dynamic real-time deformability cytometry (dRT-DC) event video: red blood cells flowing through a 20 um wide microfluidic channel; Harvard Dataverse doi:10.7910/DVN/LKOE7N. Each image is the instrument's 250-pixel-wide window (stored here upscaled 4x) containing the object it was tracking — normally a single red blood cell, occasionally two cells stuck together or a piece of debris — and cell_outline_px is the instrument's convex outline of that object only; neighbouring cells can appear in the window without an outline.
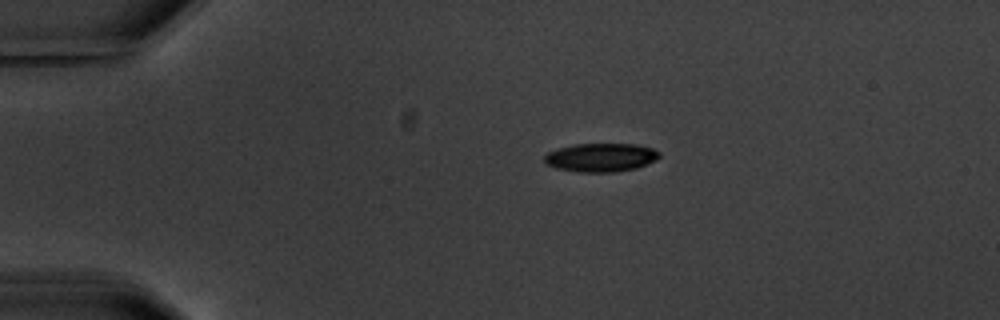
{"species": "common noctule bat (a hibernating species)", "species_latin": "Nyctalus noctula", "temperature_condition": "warm", "stored_images_in_passage": 7, "camera_frame_rate_fps": 3000, "um_per_image_px": 0.085, "animal": {"sex": "male", "body_mass_g": 20.1, "forearm_length_mm": 53.5}, "frame": {"image": 1, "passage_image": 1, "time_ms": 0.0, "image_size_px": [1000, 320], "cell_outline_px": [[660, 156], [656, 160], [648, 164], [636, 168], [616, 172], [580, 172], [556, 168], [544, 164], [544, 156], [548, 152], [556, 148], [576, 144], [636, 144], [652, 148], [660, 152]], "centroid_in_image_um": [51.06, 13.38], "position_along_channel_um": 33.9, "area_um2": 19.31}}
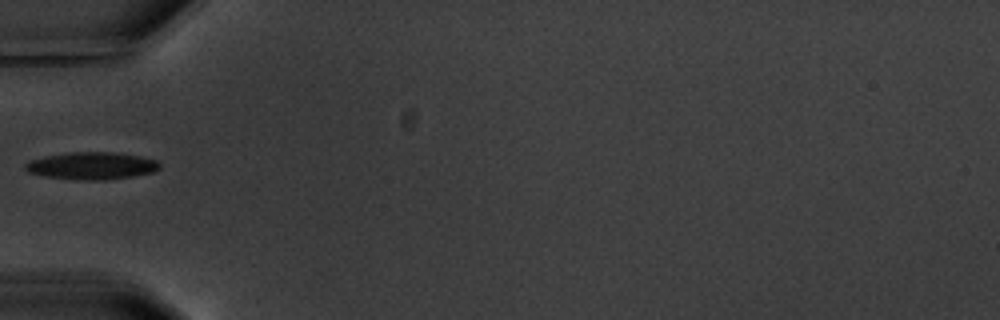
{"frame": {"image": 2, "passage_image": 3, "time_ms": 2.667, "image_size_px": [1000, 320], "cell_outline_px": [[160, 168], [152, 172], [132, 176], [108, 180], [80, 180], [44, 176], [28, 172], [24, 168], [24, 164], [32, 160], [48, 156], [72, 152], [112, 152], [140, 156], [156, 160], [160, 164]], "centroid_in_image_um": [7.81, 14.1], "position_along_channel_um": 77.2, "area_um2": 21.21}}
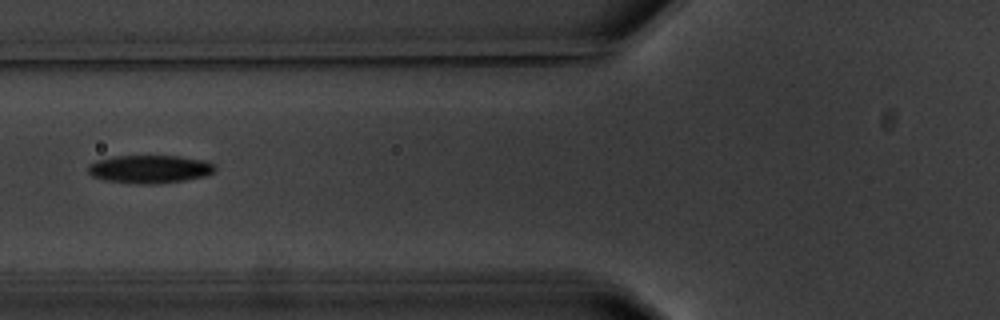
{"frame": {"image": 3, "passage_image": 4, "time_ms": 3.667, "image_size_px": [1000, 320], "cell_outline_px": [[216, 168], [212, 172], [204, 176], [184, 180], [152, 184], [136, 184], [104, 180], [92, 176], [88, 172], [88, 164], [96, 160], [116, 156], [180, 156], [208, 160]], "centroid_in_image_um": [12.7, 14.37], "position_along_channel_um": 113.1, "area_um2": 20.81}}